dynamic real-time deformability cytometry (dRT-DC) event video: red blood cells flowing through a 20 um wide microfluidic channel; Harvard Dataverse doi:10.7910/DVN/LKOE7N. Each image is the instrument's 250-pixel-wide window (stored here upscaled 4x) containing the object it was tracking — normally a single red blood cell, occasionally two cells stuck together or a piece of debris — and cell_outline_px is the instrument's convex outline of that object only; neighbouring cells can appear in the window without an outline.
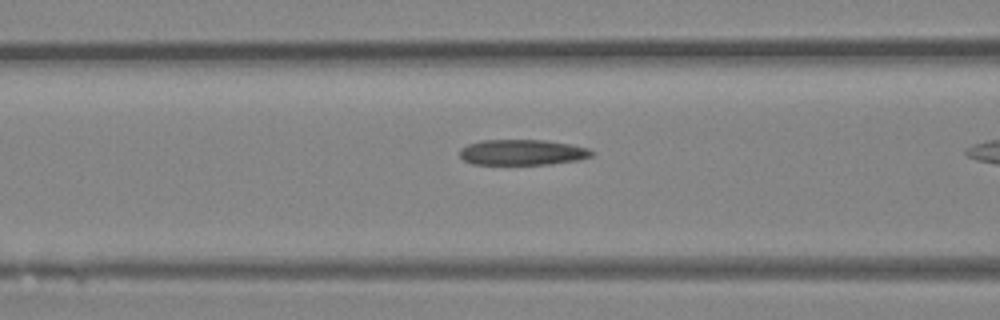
{"species": "Egyptian fruit bat (a non-hibernating species)", "species_latin": "Rousettus aegyptiacus", "temperature_condition": "room temperature", "stored_images_in_passage": 6, "camera_frame_rate_fps": 3000, "um_per_image_px": 0.085, "animal": {"sex": "female"}, "frame": {"image": 1, "passage_image": 5, "time_ms": 1.333, "image_size_px": [1000, 320], "cell_outline_px": [[596, 152], [592, 156], [580, 160], [548, 164], [472, 164], [464, 160], [460, 156], [460, 148], [468, 144], [480, 140], [544, 140], [572, 144], [588, 148]], "centroid_in_image_um": [44.43, 12.94], "position_along_channel_um": 122.2, "area_um2": 19.83}}